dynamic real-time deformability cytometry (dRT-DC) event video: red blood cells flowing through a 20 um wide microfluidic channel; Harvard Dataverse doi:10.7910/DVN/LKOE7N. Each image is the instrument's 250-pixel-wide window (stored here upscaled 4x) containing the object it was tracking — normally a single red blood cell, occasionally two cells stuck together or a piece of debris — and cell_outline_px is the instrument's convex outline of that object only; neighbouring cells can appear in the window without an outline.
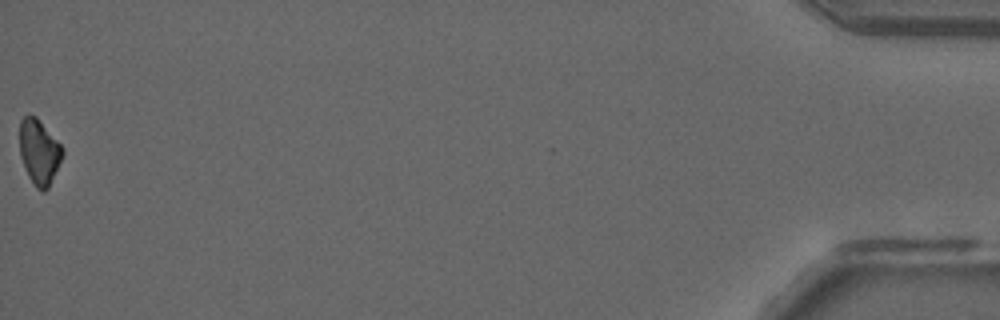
{"species": "common noctule bat (a hibernating species)", "species_latin": "Nyctalus noctula", "temperature_condition": "room temperature", "stored_images_in_passage": 49, "camera_frame_rate_fps": 3000, "um_per_image_px": 0.085, "animal": {"sex": "male", "forearm_length_mm": 52.5}, "frame": {"image": 1, "passage_image": 49, "time_ms": 16.0, "image_size_px": [1000, 320], "cell_outline_px": [[64, 152], [48, 188], [44, 192], [36, 188], [28, 176], [20, 156], [20, 120], [28, 112], [36, 116], [64, 148]], "centroid_in_image_um": [3.31, 12.88], "position_along_channel_um": 431.9, "area_um2": 16.24}}